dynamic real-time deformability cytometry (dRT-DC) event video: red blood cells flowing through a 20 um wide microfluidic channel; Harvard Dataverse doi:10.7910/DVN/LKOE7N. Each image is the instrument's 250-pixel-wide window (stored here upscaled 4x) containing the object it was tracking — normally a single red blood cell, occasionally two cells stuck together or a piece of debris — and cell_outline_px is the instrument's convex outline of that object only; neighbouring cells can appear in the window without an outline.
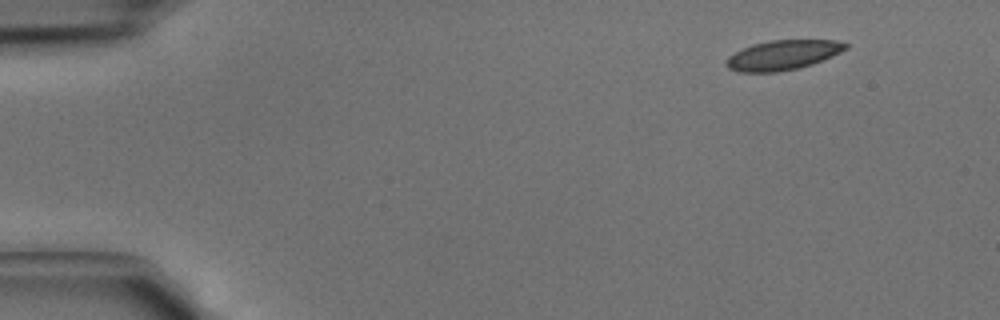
{"species": "common noctule bat (a hibernating species)", "species_latin": "Nyctalus noctula", "temperature_condition": "cold", "stored_images_in_passage": 3, "camera_frame_rate_fps": 3000, "um_per_image_px": 0.085, "animal": {"sex": "male", "body_mass_g": 15.6}, "frame": {"image": 1, "passage_image": 1, "time_ms": 0.0, "image_size_px": [1000, 320], "cell_outline_px": [[848, 48], [832, 56], [812, 64], [796, 68], [776, 72], [736, 72], [728, 68], [724, 64], [728, 56], [752, 44], [768, 40], [836, 40], [848, 44]], "centroid_in_image_um": [66.51, 4.68], "position_along_channel_um": 18.5, "area_um2": 20.63}}